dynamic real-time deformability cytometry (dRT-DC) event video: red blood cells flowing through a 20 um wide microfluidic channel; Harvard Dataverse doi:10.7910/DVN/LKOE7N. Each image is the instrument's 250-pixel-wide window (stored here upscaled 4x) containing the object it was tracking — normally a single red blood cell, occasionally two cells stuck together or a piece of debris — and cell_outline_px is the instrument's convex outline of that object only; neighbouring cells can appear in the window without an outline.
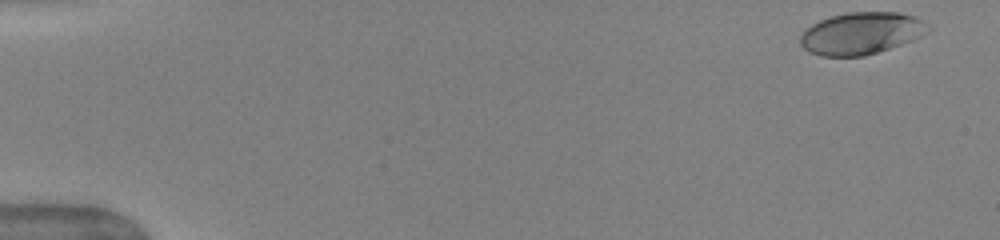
{"species": "human", "species_latin": "Homo sapiens", "temperature_condition": "warm", "stored_images_in_passage": 49, "camera_frame_rate_fps": 3000, "um_per_image_px": 0.085, "donor": {"sex": "female"}, "frame": {"image": 1, "passage_image": 1, "time_ms": 0.0, "image_size_px": [1000, 240], "cell_outline_px": [[932, 28], [920, 36], [912, 40], [864, 56], [820, 56], [808, 52], [800, 44], [800, 36], [812, 24], [820, 20], [832, 16], [848, 12], [896, 12], [916, 16], [924, 20]], "centroid_in_image_um": [73.21, 2.82], "position_along_channel_um": 11.8, "area_um2": 31.21}}
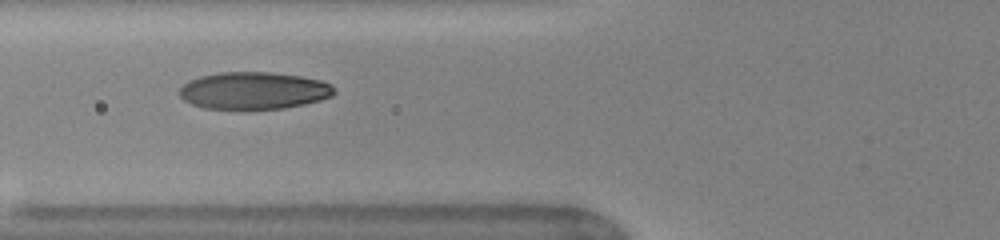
{"frame": {"image": 2, "passage_image": 19, "time_ms": 6.0, "image_size_px": [1000, 240], "cell_outline_px": [[336, 92], [332, 96], [320, 100], [304, 104], [284, 108], [204, 108], [192, 104], [184, 100], [180, 96], [180, 88], [188, 80], [200, 76], [220, 72], [272, 72], [300, 76], [320, 80], [332, 84], [336, 88]], "centroid_in_image_um": [21.6, 7.68], "position_along_channel_um": 104.2, "area_um2": 33.47}}
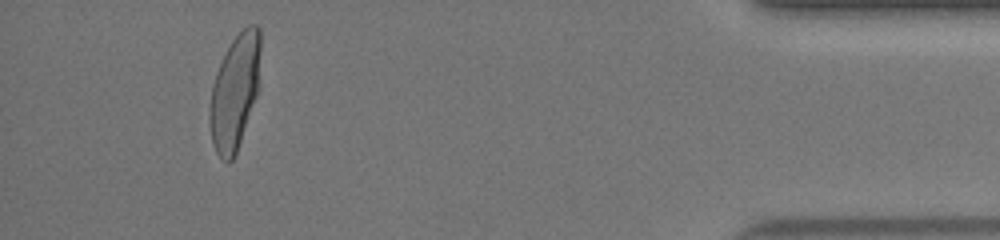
{"frame": {"image": 3, "passage_image": 46, "time_ms": 15.0, "image_size_px": [1000, 240], "cell_outline_px": [[260, 48], [256, 96], [236, 152], [232, 160], [228, 164], [216, 152], [212, 144], [208, 116], [208, 108], [212, 88], [216, 72], [232, 40], [248, 24], [256, 24], [260, 28]], "centroid_in_image_um": [19.93, 7.82], "position_along_channel_um": 415.3, "area_um2": 33.47}, "authors_computed_cell_mechanics": {"area_um2": 33.1772, "velocity_mm_per_s": 4.0378, "shape_relaxation_time_tau1_ms": 3.4937, "shape_relaxation_time_tau2_ms": null, "deformation_change_tau1": 0.2021, "deformation_change_tau2": null}}